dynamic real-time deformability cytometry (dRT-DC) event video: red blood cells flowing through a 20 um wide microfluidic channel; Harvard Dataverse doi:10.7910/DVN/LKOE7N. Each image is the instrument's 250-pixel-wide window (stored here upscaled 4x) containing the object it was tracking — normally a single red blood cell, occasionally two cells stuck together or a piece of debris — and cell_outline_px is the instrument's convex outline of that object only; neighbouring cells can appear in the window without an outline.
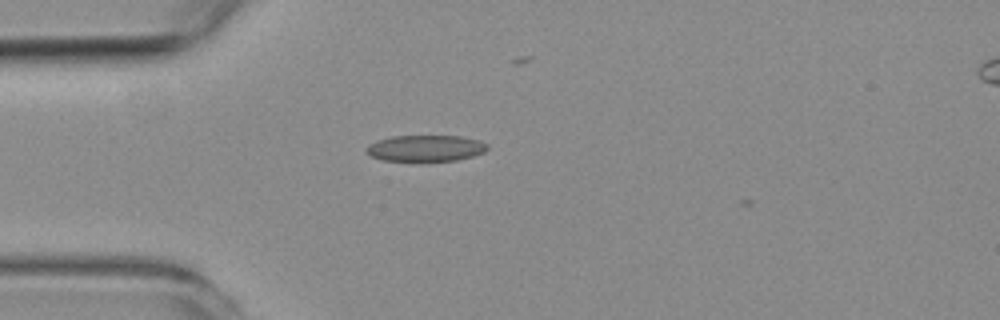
{"species": "common noctule bat (a hibernating species)", "species_latin": "Nyctalus noctula", "temperature_condition": "room temperature", "stored_images_in_passage": 2, "camera_frame_rate_fps": 3000, "um_per_image_px": 0.085, "animal": {"sex": "female", "body_mass_g": 19.3, "forearm_length_mm": 54.1}, "frame": {"image": 1, "passage_image": 1, "time_ms": 0.0, "image_size_px": [1000, 320], "cell_outline_px": [[488, 148], [484, 152], [472, 156], [456, 160], [384, 160], [372, 156], [364, 152], [364, 148], [368, 144], [376, 140], [392, 136], [460, 136], [480, 140], [488, 144]], "centroid_in_image_um": [36.15, 12.58], "position_along_channel_um": 48.8, "area_um2": 18.44}}